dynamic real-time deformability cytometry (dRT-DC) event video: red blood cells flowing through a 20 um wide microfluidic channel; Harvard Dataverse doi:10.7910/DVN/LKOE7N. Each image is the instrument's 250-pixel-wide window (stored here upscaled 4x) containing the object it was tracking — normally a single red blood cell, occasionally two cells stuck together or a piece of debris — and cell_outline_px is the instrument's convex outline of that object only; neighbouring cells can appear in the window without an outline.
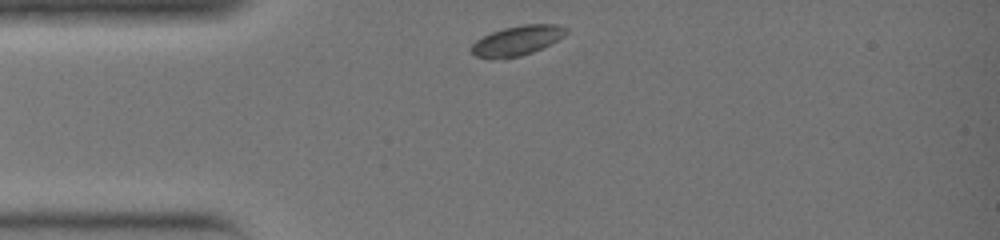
{"species": "common noctule bat (a hibernating species)", "species_latin": "Nyctalus noctula", "temperature_condition": "warm", "stored_images_in_passage": 24, "camera_frame_rate_fps": 3000, "um_per_image_px": 0.085, "animal": {"sex": "female", "body_mass_g": 19.0, "forearm_length_mm": 51.5}, "frame": {"image": 1, "passage_image": 1, "time_ms": 0.0, "image_size_px": [1000, 240], "cell_outline_px": [[568, 32], [564, 36], [532, 52], [520, 56], [492, 60], [488, 60], [476, 56], [468, 48], [476, 40], [492, 32], [504, 28], [524, 24], [556, 24], [568, 28]], "centroid_in_image_um": [43.91, 3.46], "position_along_channel_um": 41.1, "area_um2": 16.47}}
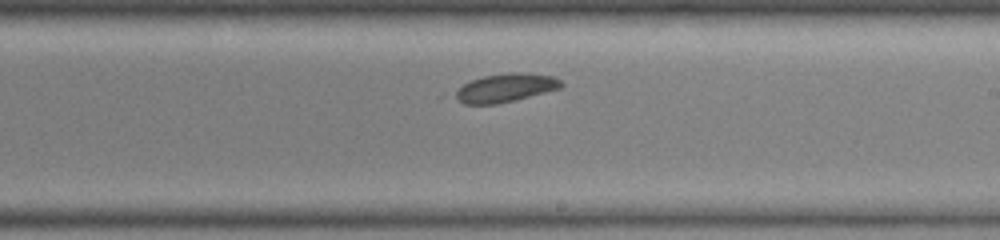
{"frame": {"image": 2, "passage_image": 14, "time_ms": 4.333, "image_size_px": [1000, 240], "cell_outline_px": [[564, 84], [560, 88], [516, 100], [496, 104], [464, 104], [448, 96], [464, 84], [472, 80], [484, 76], [508, 72], [520, 72], [552, 76], [560, 80]], "centroid_in_image_um": [42.9, 7.48], "position_along_channel_um": 246.1, "area_um2": 17.74}}
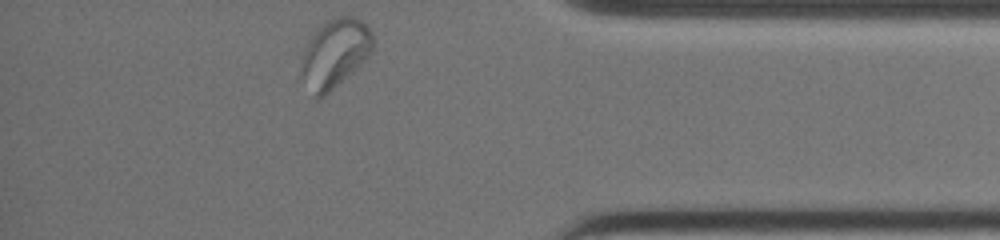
{"frame": {"image": 3, "passage_image": 24, "time_ms": 7.667, "image_size_px": [1000, 240], "cell_outline_px": [[372, 48], [368, 56], [360, 64], [324, 96], [316, 100], [312, 96], [300, 76], [300, 56], [304, 48], [316, 28], [324, 20], [332, 16], [356, 16], [372, 32]], "centroid_in_image_um": [28.38, 4.52], "position_along_channel_um": 406.8, "area_um2": 28.96}}